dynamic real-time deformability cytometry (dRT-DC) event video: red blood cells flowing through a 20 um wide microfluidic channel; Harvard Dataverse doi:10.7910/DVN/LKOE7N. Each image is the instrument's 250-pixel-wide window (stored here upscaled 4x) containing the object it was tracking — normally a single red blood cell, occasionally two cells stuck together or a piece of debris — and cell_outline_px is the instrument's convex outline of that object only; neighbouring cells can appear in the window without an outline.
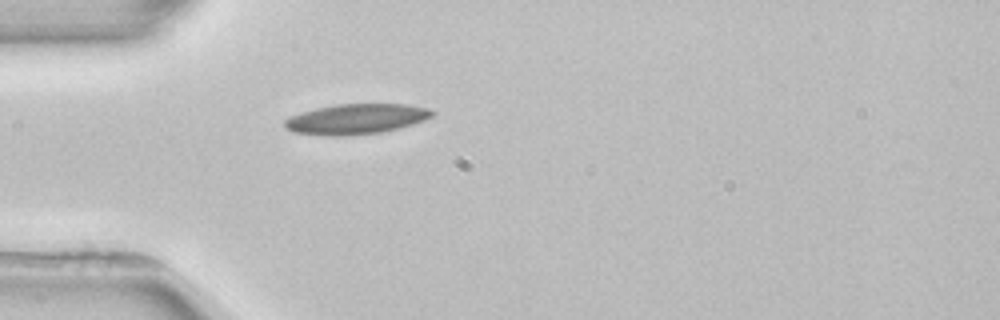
{"species": "common noctule bat (a hibernating species)", "species_latin": "Nyctalus noctula", "temperature_condition": "room temperature", "stored_images_in_passage": 1, "camera_frame_rate_fps": 3000, "um_per_image_px": 0.085, "animal": {"sex": "female", "body_mass_g": 22.7, "forearm_length_mm": 54.2}, "frame": {"image": 1, "passage_image": 1, "time_ms": 0.0, "image_size_px": [1000, 320], "cell_outline_px": [[436, 112], [432, 116], [424, 120], [400, 128], [384, 132], [344, 136], [320, 136], [292, 132], [284, 128], [284, 120], [288, 116], [300, 112], [316, 108], [336, 104], [408, 104], [428, 108]], "centroid_in_image_um": [30.22, 10.12], "position_along_channel_um": 54.8, "area_um2": 26.47}}